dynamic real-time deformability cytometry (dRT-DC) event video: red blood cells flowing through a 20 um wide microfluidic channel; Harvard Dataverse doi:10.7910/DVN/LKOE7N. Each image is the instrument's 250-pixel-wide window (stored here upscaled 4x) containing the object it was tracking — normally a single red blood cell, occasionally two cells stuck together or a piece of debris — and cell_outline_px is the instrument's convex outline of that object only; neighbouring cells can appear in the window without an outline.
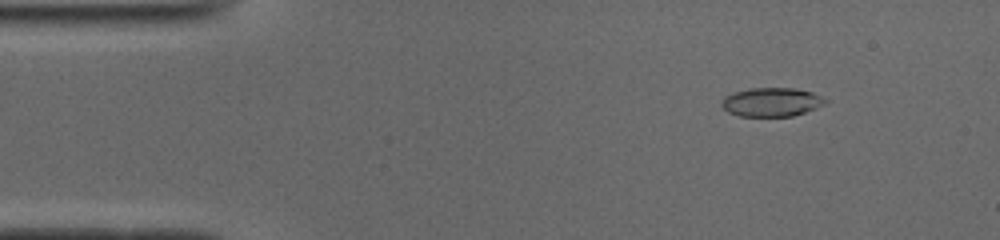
{"species": "common noctule bat (a hibernating species)", "species_latin": "Nyctalus noctula", "temperature_condition": "cold", "stored_images_in_passage": 12, "camera_frame_rate_fps": 3000, "um_per_image_px": 0.085, "animal": {"sex": "male", "body_mass_g": 19.0, "forearm_length_mm": 50.8}, "frame": {"image": 1, "passage_image": 6, "time_ms": 1.667, "image_size_px": [1000, 240], "cell_outline_px": [[828, 100], [824, 104], [804, 112], [792, 116], [740, 116], [728, 112], [720, 104], [724, 96], [736, 92], [752, 88], [796, 88], [812, 92]], "centroid_in_image_um": [65.57, 8.67], "position_along_channel_um": 19.4, "area_um2": 17.22}}